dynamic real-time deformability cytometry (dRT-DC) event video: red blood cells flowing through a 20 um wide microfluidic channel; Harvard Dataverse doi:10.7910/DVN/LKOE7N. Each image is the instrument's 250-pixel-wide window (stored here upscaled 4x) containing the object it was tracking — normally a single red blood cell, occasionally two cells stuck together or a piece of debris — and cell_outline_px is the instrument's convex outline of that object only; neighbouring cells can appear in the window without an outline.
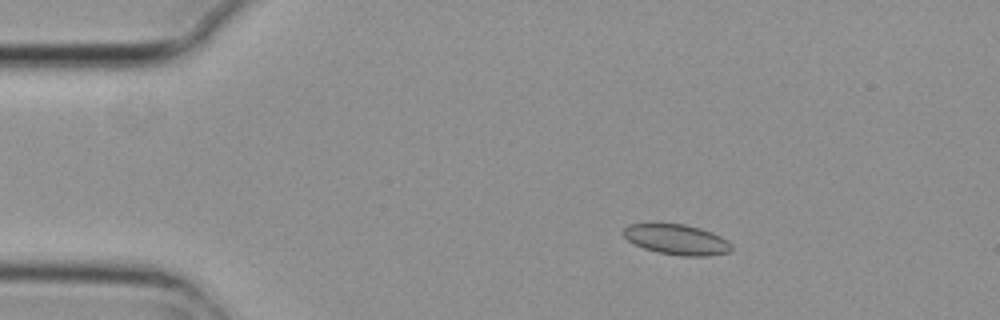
{"species": "common noctule bat (a hibernating species)", "species_latin": "Nyctalus noctula", "temperature_condition": "cold", "stored_images_in_passage": 4, "camera_frame_rate_fps": 3000, "um_per_image_px": 0.085, "animal": {"sex": "female", "body_mass_g": 29.2, "forearm_length_mm": 56.3}, "frame": {"image": 1, "passage_image": 2, "time_ms": 0.333, "image_size_px": [1000, 320], "cell_outline_px": [[732, 248], [728, 252], [708, 256], [680, 256], [656, 252], [644, 248], [628, 240], [624, 236], [624, 228], [628, 224], [648, 220], [684, 224], [700, 228], [712, 232], [728, 240], [732, 244]], "centroid_in_image_um": [57.47, 20.31], "position_along_channel_um": 27.5, "area_um2": 19.83}}